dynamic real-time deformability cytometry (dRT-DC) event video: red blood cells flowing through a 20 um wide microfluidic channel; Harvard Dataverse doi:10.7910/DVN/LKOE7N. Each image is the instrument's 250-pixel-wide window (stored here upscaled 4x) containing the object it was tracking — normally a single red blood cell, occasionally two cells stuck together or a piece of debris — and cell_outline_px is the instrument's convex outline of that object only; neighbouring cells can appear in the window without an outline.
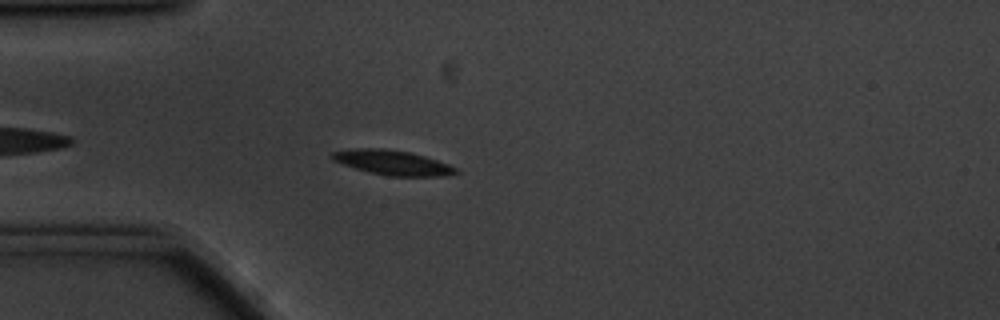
{"species": "common noctule bat (a hibernating species)", "species_latin": "Nyctalus noctula", "temperature_condition": "cold", "stored_images_in_passage": 48, "camera_frame_rate_fps": 3000, "um_per_image_px": 0.085, "animal": {"sex": "male", "body_mass_g": 20.1, "forearm_length_mm": 53.5}, "frame": {"image": 1, "passage_image": 6, "time_ms": 1.667, "image_size_px": [1000, 320], "cell_outline_px": [[460, 172], [448, 176], [388, 176], [356, 168], [332, 160], [332, 152], [356, 148], [384, 148], [408, 152], [424, 156], [448, 164], [456, 168]], "centroid_in_image_um": [33.41, 13.82], "position_along_channel_um": 51.6, "area_um2": 17.57}}
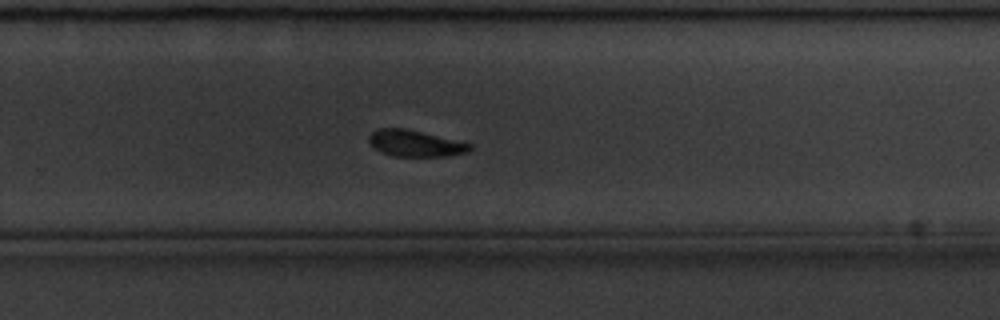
{"frame": {"image": 2, "passage_image": 28, "time_ms": 9.0, "image_size_px": [1000, 320], "cell_outline_px": [[472, 148], [468, 152], [448, 156], [392, 156], [380, 152], [368, 140], [368, 136], [372, 132], [380, 128], [404, 128], [472, 144]], "centroid_in_image_um": [35.28, 12.19], "position_along_channel_um": 294.5, "area_um2": 15.32}}
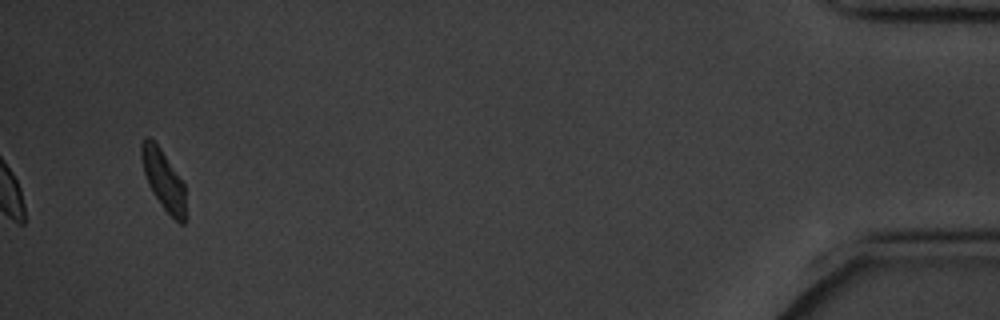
{"frame": {"image": 3, "passage_image": 46, "time_ms": 15.0, "image_size_px": [1000, 320], "cell_outline_px": [[184, 224], [180, 224], [164, 208], [152, 192], [144, 172], [140, 156], [140, 144], [144, 136], [148, 136], [160, 148], [184, 184]], "centroid_in_image_um": [13.85, 15.23], "position_along_channel_um": 421.4, "area_um2": 14.97}, "authors_computed_cell_mechanics": {"area_um2": 16.7331, "velocity_mm_per_s": 3.4223, "shape_relaxation_time_tau1_ms": 1.9841, "shape_relaxation_time_tau2_ms": null, "deformation_change_tau1": 0.0963, "deformation_change_tau2": null}}